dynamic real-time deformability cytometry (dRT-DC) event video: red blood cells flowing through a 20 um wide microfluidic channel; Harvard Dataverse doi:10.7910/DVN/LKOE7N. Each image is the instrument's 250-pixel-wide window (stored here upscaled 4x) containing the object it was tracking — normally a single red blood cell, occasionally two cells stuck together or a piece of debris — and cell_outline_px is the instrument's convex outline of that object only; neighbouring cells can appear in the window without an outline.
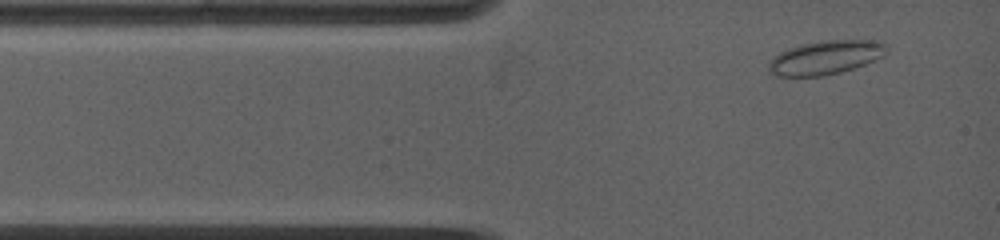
{"species": "common noctule bat (a hibernating species)", "species_latin": "Nyctalus noctula", "temperature_condition": "warm", "stored_images_in_passage": 29, "camera_frame_rate_fps": 5000, "um_per_image_px": 0.085, "animal": {"sex": "female", "body_mass_g": 19.0, "forearm_length_mm": 53.3}, "frame": {"image": 1, "passage_image": 2, "time_ms": 0.4, "image_size_px": [1000, 240], "cell_outline_px": [[888, 52], [884, 56], [864, 64], [840, 72], [824, 76], [776, 76], [768, 72], [768, 64], [772, 56], [788, 48], [800, 44], [828, 40], [872, 40], [888, 44]], "centroid_in_image_um": [70.16, 4.88], "position_along_channel_um": 14.8, "area_um2": 23.41}}
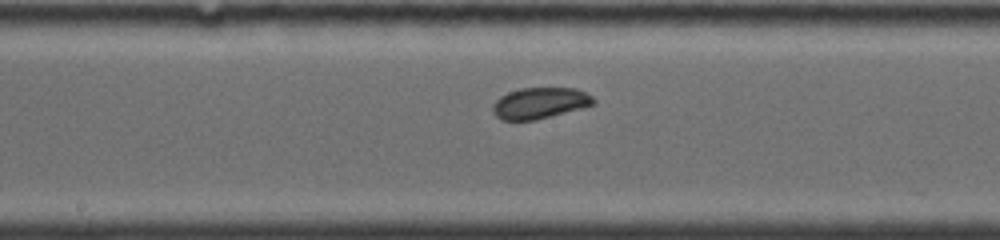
{"frame": {"image": 2, "passage_image": 15, "time_ms": 6.0, "image_size_px": [1000, 240], "cell_outline_px": [[596, 104], [536, 120], [500, 120], [492, 112], [492, 104], [500, 96], [508, 92], [520, 88], [576, 88], [592, 96], [596, 100]], "centroid_in_image_um": [45.87, 8.76], "position_along_channel_um": 202.3, "area_um2": 18.38}}
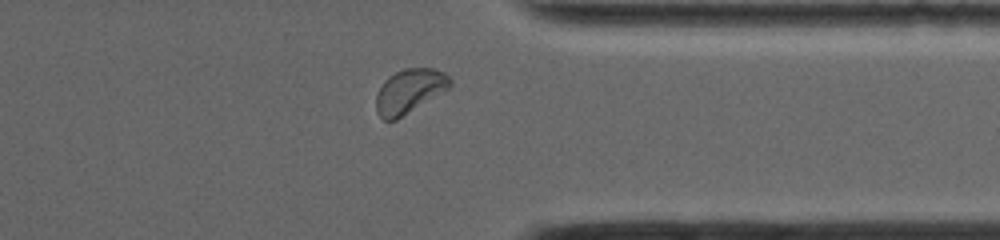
{"frame": {"image": 3, "passage_image": 25, "time_ms": 10.6, "image_size_px": [1000, 240], "cell_outline_px": [[452, 84], [448, 88], [396, 120], [384, 120], [376, 112], [376, 96], [384, 80], [388, 76], [404, 68], [432, 68], [444, 72], [452, 80]], "centroid_in_image_um": [34.78, 7.73], "position_along_channel_um": 376.6, "area_um2": 18.79}, "authors_computed_cell_mechanics": {"area_um2": 18.6116, "velocity_mm_per_s": 3.8607, "shape_relaxation_time_tau1_ms": 3.721, "shape_relaxation_time_tau2_ms": null, "deformation_change_tau1": 0.0347, "deformation_change_tau2": null}}